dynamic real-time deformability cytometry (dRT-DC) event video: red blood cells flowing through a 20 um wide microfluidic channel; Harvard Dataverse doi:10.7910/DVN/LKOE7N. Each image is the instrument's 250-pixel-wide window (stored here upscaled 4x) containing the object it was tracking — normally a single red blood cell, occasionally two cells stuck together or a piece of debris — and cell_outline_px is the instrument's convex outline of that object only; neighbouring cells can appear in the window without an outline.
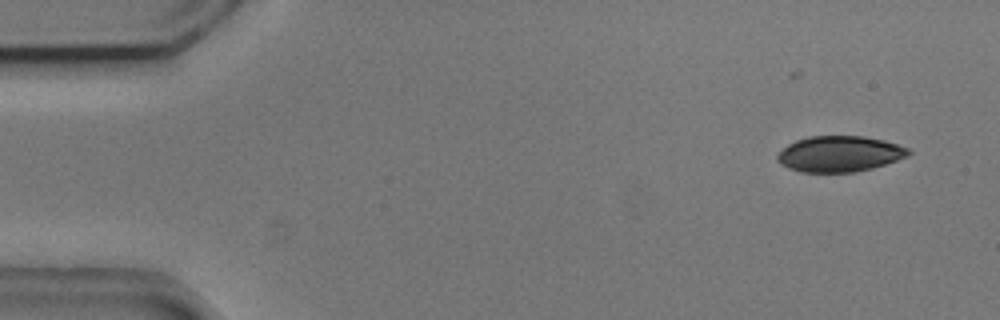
{"species": "common noctule bat (a hibernating species)", "species_latin": "Nyctalus noctula", "temperature_condition": "cold", "stored_images_in_passage": 5, "camera_frame_rate_fps": 3000, "um_per_image_px": 0.085, "animal": {"sex": "male", "body_mass_g": 20.5, "forearm_length_mm": 52.5}, "frame": {"image": 1, "passage_image": 1, "time_ms": 0.0, "image_size_px": [1000, 320], "cell_outline_px": [[912, 152], [908, 156], [872, 168], [856, 172], [800, 172], [788, 168], [780, 164], [776, 160], [776, 156], [788, 144], [796, 140], [808, 136], [864, 136], [884, 140], [908, 148]], "centroid_in_image_um": [71.34, 13.08], "position_along_channel_um": 13.7, "area_um2": 27.4}}
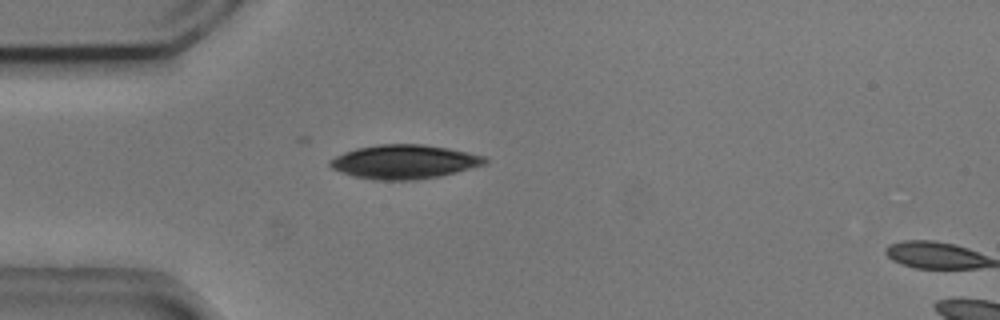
{"frame": {"image": 2, "passage_image": 4, "time_ms": 1.0, "image_size_px": [1000, 320], "cell_outline_px": [[488, 160], [484, 164], [456, 172], [440, 176], [416, 180], [376, 180], [352, 176], [332, 168], [328, 164], [328, 160], [344, 152], [356, 148], [380, 144], [424, 144], [448, 148], [468, 152], [484, 156]], "centroid_in_image_um": [34.34, 13.75], "position_along_channel_um": 50.7, "area_um2": 30.69}}